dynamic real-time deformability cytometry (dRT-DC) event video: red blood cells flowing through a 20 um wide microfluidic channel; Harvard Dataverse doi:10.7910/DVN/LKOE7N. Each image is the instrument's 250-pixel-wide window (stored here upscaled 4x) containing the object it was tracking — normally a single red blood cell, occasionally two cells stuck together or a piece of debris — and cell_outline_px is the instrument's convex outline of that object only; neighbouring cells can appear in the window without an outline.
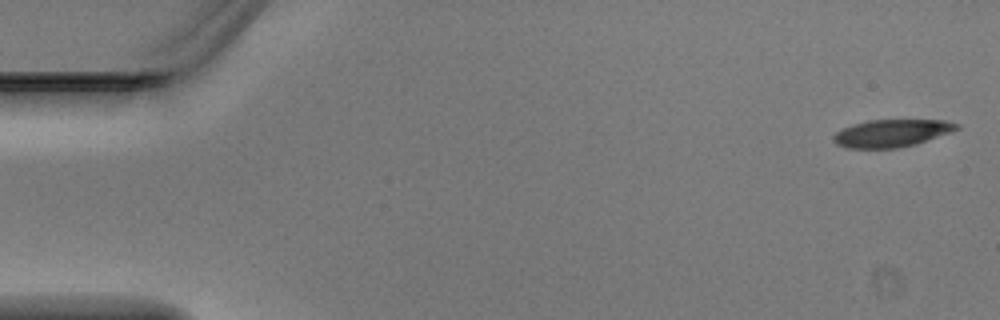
{"species": "Egyptian fruit bat (a non-hibernating species)", "species_latin": "Rousettus aegyptiacus", "temperature_condition": "warm", "stored_images_in_passage": 5, "camera_frame_rate_fps": 3000, "um_per_image_px": 0.085, "animal": {"sex": "male"}, "frame": {"image": 1, "passage_image": 1, "time_ms": 0.0, "image_size_px": [1000, 320], "cell_outline_px": [[960, 128], [916, 144], [896, 148], [848, 148], [836, 144], [832, 140], [832, 136], [836, 132], [852, 124], [868, 120], [944, 120], [960, 124]], "centroid_in_image_um": [75.76, 11.32], "position_along_channel_um": 9.2, "area_um2": 19.65}}
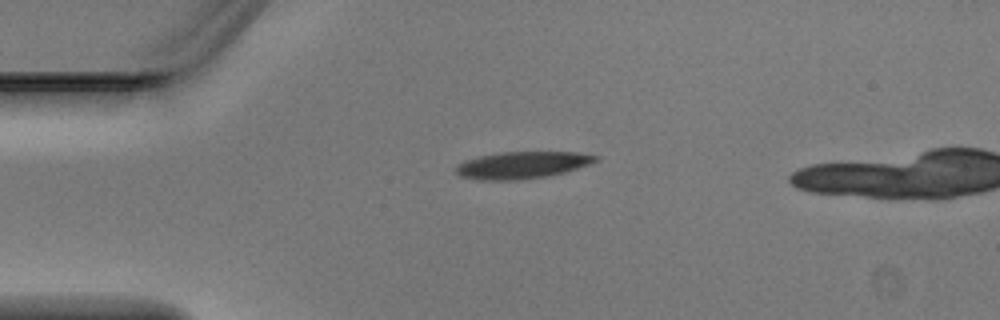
{"frame": {"image": 2, "passage_image": 3, "time_ms": 0.667, "image_size_px": [1000, 320], "cell_outline_px": [[600, 160], [592, 164], [564, 172], [548, 176], [516, 180], [480, 180], [460, 176], [456, 172], [456, 164], [464, 160], [480, 156], [500, 152], [576, 152], [600, 156]], "centroid_in_image_um": [44.41, 14.02], "position_along_channel_um": 40.6, "area_um2": 22.14}}